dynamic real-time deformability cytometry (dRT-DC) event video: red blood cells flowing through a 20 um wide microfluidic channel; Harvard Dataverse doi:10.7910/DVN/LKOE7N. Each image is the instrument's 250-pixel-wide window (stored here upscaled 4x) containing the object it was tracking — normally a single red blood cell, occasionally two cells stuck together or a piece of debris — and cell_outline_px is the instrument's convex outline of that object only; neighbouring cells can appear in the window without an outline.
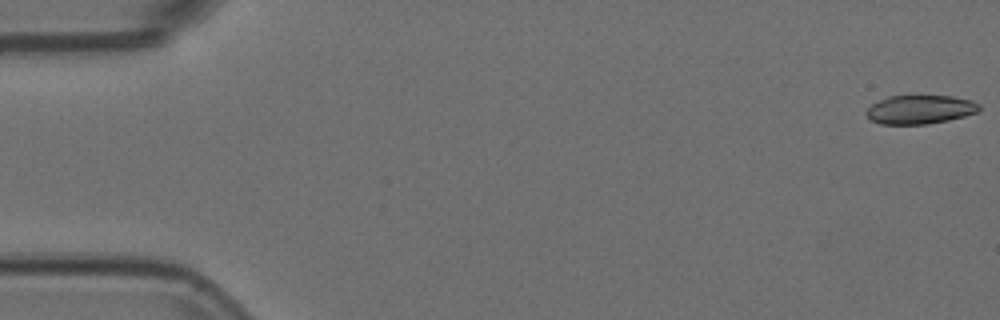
{"species": "Egyptian fruit bat (a non-hibernating species)", "species_latin": "Rousettus aegyptiacus", "temperature_condition": "room temperature", "stored_images_in_passage": 16, "camera_frame_rate_fps": 3000, "um_per_image_px": 0.085, "animal": {"sex": "female"}, "frame": {"image": 1, "passage_image": 1, "time_ms": 0.0, "image_size_px": [1000, 320], "cell_outline_px": [[980, 108], [976, 112], [964, 116], [948, 120], [928, 124], [880, 124], [872, 120], [864, 112], [872, 104], [888, 96], [952, 96], [972, 100], [980, 104]], "centroid_in_image_um": [78.2, 9.31], "position_along_channel_um": 6.8, "area_um2": 18.84}}
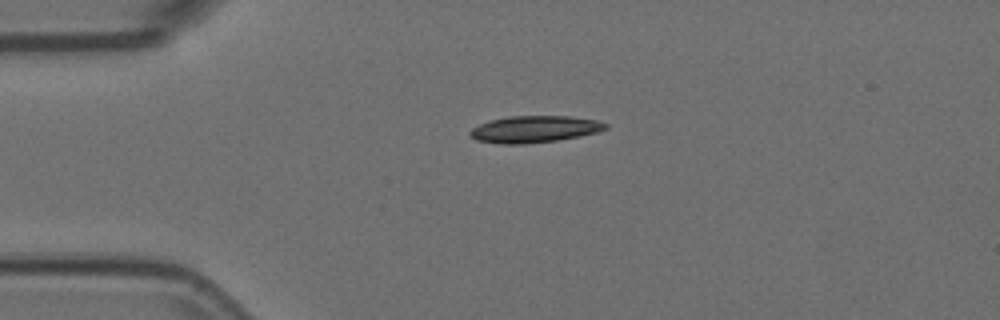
{"frame": {"image": 2, "passage_image": 13, "time_ms": 4.0, "image_size_px": [1000, 320], "cell_outline_px": [[608, 128], [596, 132], [580, 136], [556, 140], [524, 144], [504, 144], [476, 140], [468, 132], [472, 128], [488, 120], [508, 116], [572, 116], [596, 120], [608, 124]], "centroid_in_image_um": [45.42, 10.97], "position_along_channel_um": 39.6, "area_um2": 21.1}}